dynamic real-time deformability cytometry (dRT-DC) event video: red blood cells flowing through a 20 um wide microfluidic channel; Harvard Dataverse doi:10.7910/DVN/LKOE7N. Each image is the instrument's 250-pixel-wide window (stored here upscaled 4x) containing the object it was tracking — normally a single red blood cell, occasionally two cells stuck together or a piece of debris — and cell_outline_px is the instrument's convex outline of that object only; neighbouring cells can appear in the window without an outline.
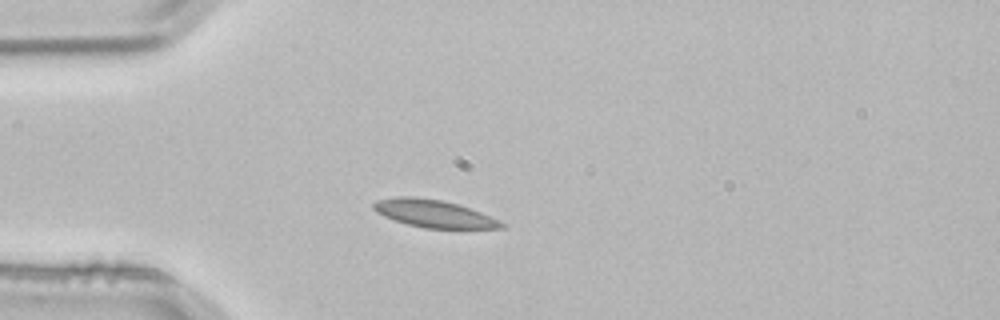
{"species": "common noctule bat (a hibernating species)", "species_latin": "Nyctalus noctula", "temperature_condition": "room temperature", "stored_images_in_passage": 1, "camera_frame_rate_fps": 3000, "um_per_image_px": 0.085, "animal": {"sex": "male", "body_mass_g": 21.5, "forearm_length_mm": 52.0}, "frame": {"image": 1, "passage_image": 1, "time_ms": 0.0, "image_size_px": [1000, 320], "cell_outline_px": [[504, 228], [424, 228], [408, 224], [384, 216], [376, 212], [372, 208], [372, 204], [376, 200], [396, 196], [412, 196], [440, 200], [456, 204], [480, 212], [504, 224]], "centroid_in_image_um": [36.78, 18.14], "position_along_channel_um": 48.2, "area_um2": 20.11}}